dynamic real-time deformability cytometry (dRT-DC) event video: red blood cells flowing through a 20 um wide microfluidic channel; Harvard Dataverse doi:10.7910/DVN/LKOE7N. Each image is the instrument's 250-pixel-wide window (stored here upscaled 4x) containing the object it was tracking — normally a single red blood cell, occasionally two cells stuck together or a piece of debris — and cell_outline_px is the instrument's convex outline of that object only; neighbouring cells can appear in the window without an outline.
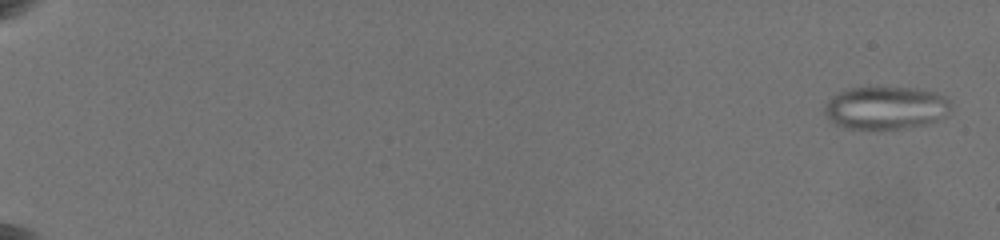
{"species": "common noctule bat (a hibernating species)", "species_latin": "Nyctalus noctula", "temperature_condition": "warm", "stored_images_in_passage": 43, "camera_frame_rate_fps": 3000, "um_per_image_px": 0.085, "animal": {"sex": "female", "body_mass_g": 19.5, "forearm_length_mm": 54.1}, "frame": {"image": 1, "passage_image": 1, "time_ms": 0.0, "image_size_px": [1000, 240], "cell_outline_px": [[952, 108], [948, 116], [924, 124], [904, 128], [880, 132], [872, 132], [844, 128], [828, 120], [824, 112], [824, 104], [832, 96], [848, 88], [916, 88], [936, 92], [948, 96]], "centroid_in_image_um": [75.29, 9.21], "position_along_channel_um": 9.7, "area_um2": 32.66}}
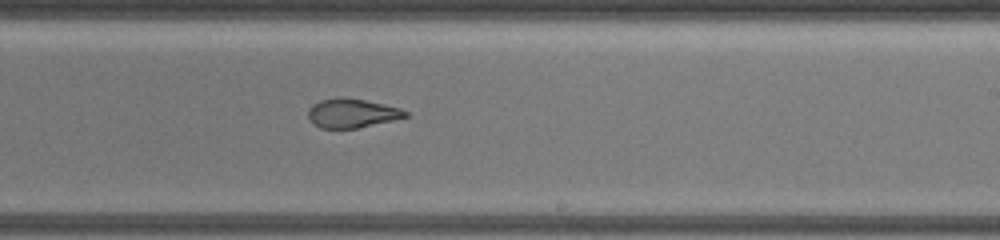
{"frame": {"image": 2, "passage_image": 32, "time_ms": 12.667, "image_size_px": [1000, 240], "cell_outline_px": [[408, 116], [392, 120], [356, 128], [320, 128], [312, 124], [308, 120], [308, 108], [312, 104], [320, 100], [336, 96], [344, 96], [364, 100], [400, 108], [408, 112]], "centroid_in_image_um": [29.84, 9.6], "position_along_channel_um": 259.2, "area_um2": 16.59}}
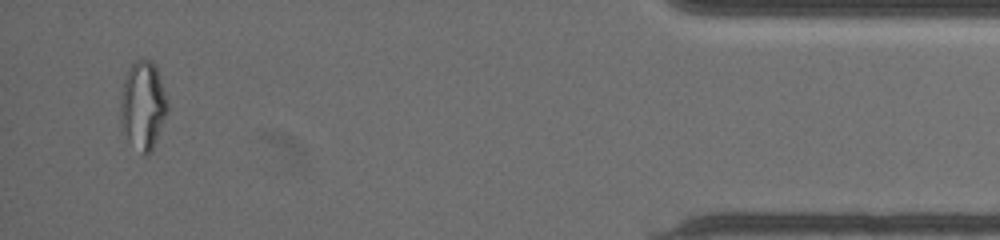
{"frame": {"image": 3, "passage_image": 43, "time_ms": 18.667, "image_size_px": [1000, 240], "cell_outline_px": [[168, 112], [152, 152], [144, 156], [128, 140], [120, 128], [120, 100], [124, 76], [128, 68], [136, 60], [152, 60], [156, 64], [164, 88], [168, 104]], "centroid_in_image_um": [12.15, 8.96], "position_along_channel_um": 423.1, "area_um2": 24.8}, "authors_computed_cell_mechanics": {"area_um2": 24.1604, "velocity_mm_per_s": 3.7146, "shape_relaxation_time_tau1_ms": null, "shape_relaxation_time_tau2_ms": 1.5943, "deformation_change_tau1": null, "deformation_change_tau2": 0.0863}}